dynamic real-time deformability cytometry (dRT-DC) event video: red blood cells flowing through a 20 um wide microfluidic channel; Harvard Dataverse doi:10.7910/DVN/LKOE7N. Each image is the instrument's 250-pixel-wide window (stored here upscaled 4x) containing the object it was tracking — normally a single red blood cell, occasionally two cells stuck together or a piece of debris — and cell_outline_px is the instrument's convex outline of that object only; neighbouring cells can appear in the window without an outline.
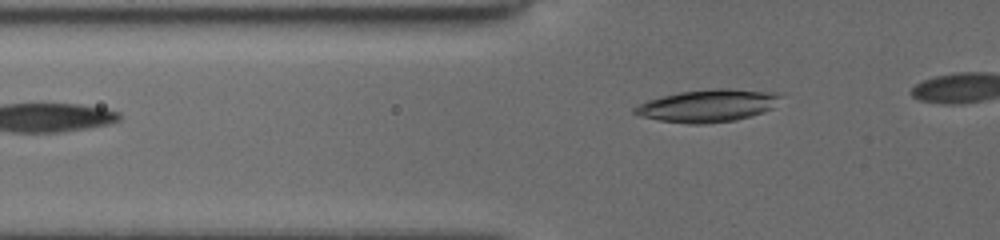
{"species": "common noctule bat (a hibernating species)", "species_latin": "Nyctalus noctula", "temperature_condition": "cold", "stored_images_in_passage": 31, "camera_frame_rate_fps": 3000, "um_per_image_px": 0.085, "animal": {"sex": "female", "body_mass_g": 19.5, "forearm_length_mm": 54.1}, "frame": {"image": 1, "passage_image": 2, "time_ms": 0.333, "image_size_px": [1000, 240], "cell_outline_px": [[780, 96], [772, 108], [736, 120], [704, 124], [688, 124], [660, 120], [640, 116], [632, 112], [632, 108], [648, 100], [680, 92], [716, 88], [728, 88], [760, 92]], "centroid_in_image_um": [60.04, 9.0], "position_along_channel_um": 65.8, "area_um2": 26.76}}
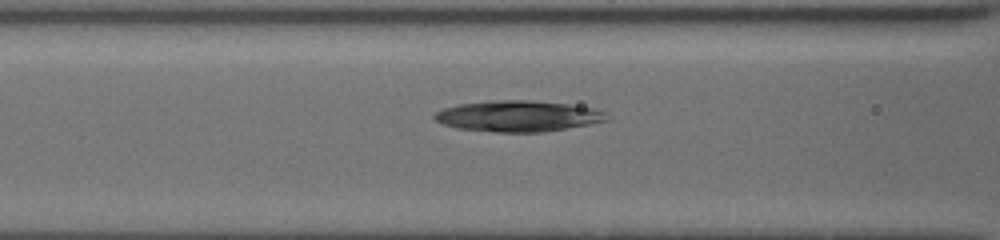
{"frame": {"image": 2, "passage_image": 7, "time_ms": 2.0, "image_size_px": [1000, 240], "cell_outline_px": [[608, 120], [588, 124], [544, 132], [496, 132], [456, 128], [444, 124], [436, 120], [432, 116], [436, 112], [444, 108], [460, 104], [492, 100], [532, 100], [568, 104], [592, 108], [604, 112]], "centroid_in_image_um": [44.0, 9.87], "position_along_channel_um": 122.6, "area_um2": 30.87}}
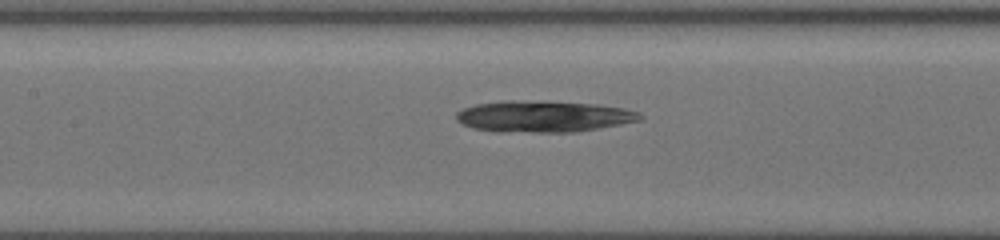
{"frame": {"image": 3, "passage_image": 10, "time_ms": 3.0, "image_size_px": [1000, 240], "cell_outline_px": [[644, 116], [640, 120], [620, 124], [576, 132], [496, 132], [472, 128], [456, 120], [456, 112], [464, 108], [476, 104], [504, 100], [520, 100], [596, 104], [624, 108], [640, 112]], "centroid_in_image_um": [46.17, 9.9], "position_along_channel_um": 161.2, "area_um2": 33.7}}